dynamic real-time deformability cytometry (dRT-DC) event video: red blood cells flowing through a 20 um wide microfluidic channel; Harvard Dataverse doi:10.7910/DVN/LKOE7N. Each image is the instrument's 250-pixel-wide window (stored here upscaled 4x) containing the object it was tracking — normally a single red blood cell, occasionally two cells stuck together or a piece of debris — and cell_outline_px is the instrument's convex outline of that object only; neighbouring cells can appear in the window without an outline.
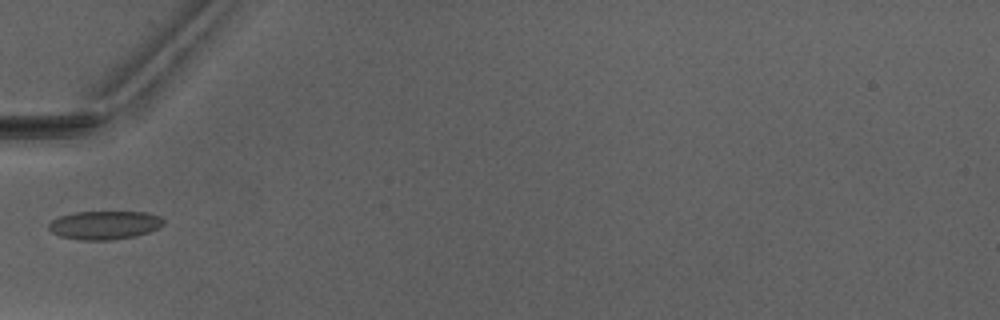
{"species": "Egyptian fruit bat (a non-hibernating species)", "species_latin": "Rousettus aegyptiacus", "temperature_condition": "warm", "stored_images_in_passage": 6, "camera_frame_rate_fps": 3000, "um_per_image_px": 0.085, "animal": {"sex": "male"}, "frame": {"image": 1, "passage_image": 5, "time_ms": 5.0, "image_size_px": [1000, 320], "cell_outline_px": [[164, 224], [160, 228], [136, 236], [112, 240], [80, 240], [60, 236], [52, 232], [48, 228], [48, 224], [52, 220], [60, 216], [76, 212], [148, 212], [160, 216], [164, 220]], "centroid_in_image_um": [8.91, 19.13], "position_along_channel_um": 76.1, "area_um2": 19.19}}
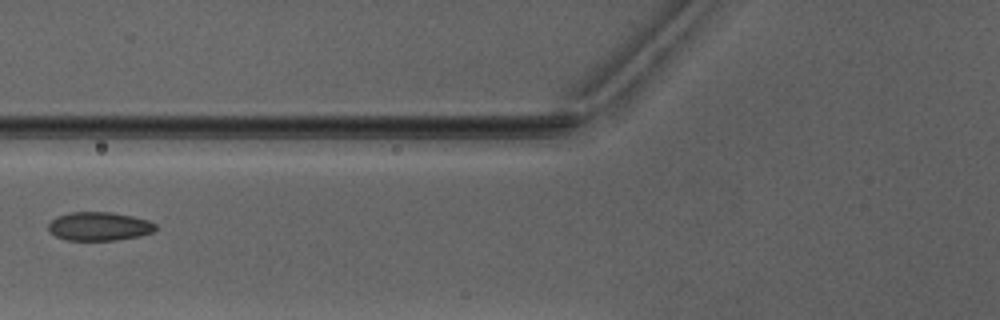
{"frame": {"image": 2, "passage_image": 6, "time_ms": 6.0, "image_size_px": [1000, 320], "cell_outline_px": [[156, 228], [152, 232], [140, 236], [116, 240], [64, 240], [56, 236], [48, 228], [48, 224], [56, 216], [72, 212], [112, 212], [132, 216], [148, 220], [156, 224]], "centroid_in_image_um": [8.43, 19.23], "position_along_channel_um": 117.4, "area_um2": 17.86}}